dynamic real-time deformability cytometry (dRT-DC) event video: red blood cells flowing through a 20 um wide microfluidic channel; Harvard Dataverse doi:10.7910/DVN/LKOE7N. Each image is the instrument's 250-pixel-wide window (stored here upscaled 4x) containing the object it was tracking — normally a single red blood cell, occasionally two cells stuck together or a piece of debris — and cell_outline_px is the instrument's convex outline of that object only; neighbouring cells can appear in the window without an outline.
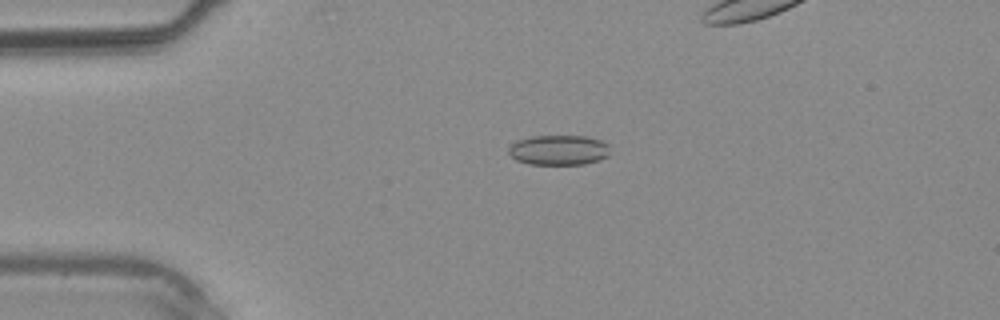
{"species": "common noctule bat (a hibernating species)", "species_latin": "Nyctalus noctula", "temperature_condition": "warm", "stored_images_in_passage": 5, "camera_frame_rate_fps": 3000, "um_per_image_px": 0.085, "animal": {"sex": "male", "body_mass_g": 20.4}, "frame": {"image": 1, "passage_image": 3, "time_ms": 2.333, "image_size_px": [1000, 320], "cell_outline_px": [[608, 156], [600, 160], [584, 164], [528, 164], [516, 160], [508, 152], [508, 148], [516, 140], [532, 136], [584, 136], [600, 140], [608, 144]], "centroid_in_image_um": [47.47, 12.75], "position_along_channel_um": 37.5, "area_um2": 17.74}}